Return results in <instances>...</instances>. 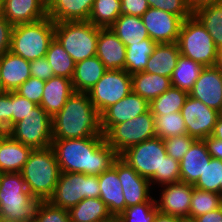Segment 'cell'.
<instances>
[{"label": "cell", "mask_w": 222, "mask_h": 222, "mask_svg": "<svg viewBox=\"0 0 222 222\" xmlns=\"http://www.w3.org/2000/svg\"><path fill=\"white\" fill-rule=\"evenodd\" d=\"M33 149L13 139L8 133L0 134V173L21 172Z\"/></svg>", "instance_id": "cell-25"}, {"label": "cell", "mask_w": 222, "mask_h": 222, "mask_svg": "<svg viewBox=\"0 0 222 222\" xmlns=\"http://www.w3.org/2000/svg\"><path fill=\"white\" fill-rule=\"evenodd\" d=\"M51 148L61 172L100 175L118 157L104 134L93 137L53 139Z\"/></svg>", "instance_id": "cell-1"}, {"label": "cell", "mask_w": 222, "mask_h": 222, "mask_svg": "<svg viewBox=\"0 0 222 222\" xmlns=\"http://www.w3.org/2000/svg\"><path fill=\"white\" fill-rule=\"evenodd\" d=\"M40 106L53 117L61 111L69 96L74 92L71 79L53 76L45 81Z\"/></svg>", "instance_id": "cell-26"}, {"label": "cell", "mask_w": 222, "mask_h": 222, "mask_svg": "<svg viewBox=\"0 0 222 222\" xmlns=\"http://www.w3.org/2000/svg\"><path fill=\"white\" fill-rule=\"evenodd\" d=\"M44 85V80L31 76L22 85H20L15 92L18 93L21 97L27 98L29 101L40 105L44 91Z\"/></svg>", "instance_id": "cell-45"}, {"label": "cell", "mask_w": 222, "mask_h": 222, "mask_svg": "<svg viewBox=\"0 0 222 222\" xmlns=\"http://www.w3.org/2000/svg\"><path fill=\"white\" fill-rule=\"evenodd\" d=\"M149 110V102L131 92L101 114V128L105 135L114 125L131 120Z\"/></svg>", "instance_id": "cell-18"}, {"label": "cell", "mask_w": 222, "mask_h": 222, "mask_svg": "<svg viewBox=\"0 0 222 222\" xmlns=\"http://www.w3.org/2000/svg\"><path fill=\"white\" fill-rule=\"evenodd\" d=\"M177 43L181 55L204 67L215 66L218 48L194 15L183 21Z\"/></svg>", "instance_id": "cell-8"}, {"label": "cell", "mask_w": 222, "mask_h": 222, "mask_svg": "<svg viewBox=\"0 0 222 222\" xmlns=\"http://www.w3.org/2000/svg\"><path fill=\"white\" fill-rule=\"evenodd\" d=\"M211 136L218 140H222V116L218 117Z\"/></svg>", "instance_id": "cell-55"}, {"label": "cell", "mask_w": 222, "mask_h": 222, "mask_svg": "<svg viewBox=\"0 0 222 222\" xmlns=\"http://www.w3.org/2000/svg\"><path fill=\"white\" fill-rule=\"evenodd\" d=\"M13 27L5 18L0 20V57L10 51Z\"/></svg>", "instance_id": "cell-50"}, {"label": "cell", "mask_w": 222, "mask_h": 222, "mask_svg": "<svg viewBox=\"0 0 222 222\" xmlns=\"http://www.w3.org/2000/svg\"><path fill=\"white\" fill-rule=\"evenodd\" d=\"M188 96V92L171 86L167 91L149 103V109L153 115H166L179 112Z\"/></svg>", "instance_id": "cell-35"}, {"label": "cell", "mask_w": 222, "mask_h": 222, "mask_svg": "<svg viewBox=\"0 0 222 222\" xmlns=\"http://www.w3.org/2000/svg\"><path fill=\"white\" fill-rule=\"evenodd\" d=\"M53 139L93 137L103 134L101 114L88 93L74 91L65 105L52 117Z\"/></svg>", "instance_id": "cell-3"}, {"label": "cell", "mask_w": 222, "mask_h": 222, "mask_svg": "<svg viewBox=\"0 0 222 222\" xmlns=\"http://www.w3.org/2000/svg\"><path fill=\"white\" fill-rule=\"evenodd\" d=\"M112 167L117 171L121 182L126 207L149 201L151 183L148 179L140 176L126 161L118 156Z\"/></svg>", "instance_id": "cell-15"}, {"label": "cell", "mask_w": 222, "mask_h": 222, "mask_svg": "<svg viewBox=\"0 0 222 222\" xmlns=\"http://www.w3.org/2000/svg\"><path fill=\"white\" fill-rule=\"evenodd\" d=\"M89 21L55 23V38L75 63L96 56L99 30Z\"/></svg>", "instance_id": "cell-7"}, {"label": "cell", "mask_w": 222, "mask_h": 222, "mask_svg": "<svg viewBox=\"0 0 222 222\" xmlns=\"http://www.w3.org/2000/svg\"><path fill=\"white\" fill-rule=\"evenodd\" d=\"M4 18L3 13V0H0V20Z\"/></svg>", "instance_id": "cell-57"}, {"label": "cell", "mask_w": 222, "mask_h": 222, "mask_svg": "<svg viewBox=\"0 0 222 222\" xmlns=\"http://www.w3.org/2000/svg\"><path fill=\"white\" fill-rule=\"evenodd\" d=\"M150 39L156 43H176L183 19L175 14L150 7L141 16Z\"/></svg>", "instance_id": "cell-14"}, {"label": "cell", "mask_w": 222, "mask_h": 222, "mask_svg": "<svg viewBox=\"0 0 222 222\" xmlns=\"http://www.w3.org/2000/svg\"><path fill=\"white\" fill-rule=\"evenodd\" d=\"M220 184H222V161L211 157L203 174L193 186L203 191L220 194Z\"/></svg>", "instance_id": "cell-40"}, {"label": "cell", "mask_w": 222, "mask_h": 222, "mask_svg": "<svg viewBox=\"0 0 222 222\" xmlns=\"http://www.w3.org/2000/svg\"><path fill=\"white\" fill-rule=\"evenodd\" d=\"M30 75L44 81H47L55 76L54 70L48 63L46 57L30 61Z\"/></svg>", "instance_id": "cell-48"}, {"label": "cell", "mask_w": 222, "mask_h": 222, "mask_svg": "<svg viewBox=\"0 0 222 222\" xmlns=\"http://www.w3.org/2000/svg\"><path fill=\"white\" fill-rule=\"evenodd\" d=\"M94 0H47V16L55 23L88 21Z\"/></svg>", "instance_id": "cell-21"}, {"label": "cell", "mask_w": 222, "mask_h": 222, "mask_svg": "<svg viewBox=\"0 0 222 222\" xmlns=\"http://www.w3.org/2000/svg\"><path fill=\"white\" fill-rule=\"evenodd\" d=\"M156 201L151 198L147 202L132 205L116 218L119 222H154L157 213Z\"/></svg>", "instance_id": "cell-41"}, {"label": "cell", "mask_w": 222, "mask_h": 222, "mask_svg": "<svg viewBox=\"0 0 222 222\" xmlns=\"http://www.w3.org/2000/svg\"><path fill=\"white\" fill-rule=\"evenodd\" d=\"M182 219L178 217H174L172 215H166L161 212H158L154 222H181Z\"/></svg>", "instance_id": "cell-54"}, {"label": "cell", "mask_w": 222, "mask_h": 222, "mask_svg": "<svg viewBox=\"0 0 222 222\" xmlns=\"http://www.w3.org/2000/svg\"><path fill=\"white\" fill-rule=\"evenodd\" d=\"M60 173L51 146L33 149L21 171L27 189L40 201H48L53 196Z\"/></svg>", "instance_id": "cell-5"}, {"label": "cell", "mask_w": 222, "mask_h": 222, "mask_svg": "<svg viewBox=\"0 0 222 222\" xmlns=\"http://www.w3.org/2000/svg\"><path fill=\"white\" fill-rule=\"evenodd\" d=\"M203 140L211 157L222 161V140H218L212 136H208Z\"/></svg>", "instance_id": "cell-51"}, {"label": "cell", "mask_w": 222, "mask_h": 222, "mask_svg": "<svg viewBox=\"0 0 222 222\" xmlns=\"http://www.w3.org/2000/svg\"><path fill=\"white\" fill-rule=\"evenodd\" d=\"M68 213L71 222H110L114 219L100 198H84Z\"/></svg>", "instance_id": "cell-30"}, {"label": "cell", "mask_w": 222, "mask_h": 222, "mask_svg": "<svg viewBox=\"0 0 222 222\" xmlns=\"http://www.w3.org/2000/svg\"><path fill=\"white\" fill-rule=\"evenodd\" d=\"M186 2L194 13L197 9L203 6L211 5L217 2H222V0H186Z\"/></svg>", "instance_id": "cell-53"}, {"label": "cell", "mask_w": 222, "mask_h": 222, "mask_svg": "<svg viewBox=\"0 0 222 222\" xmlns=\"http://www.w3.org/2000/svg\"><path fill=\"white\" fill-rule=\"evenodd\" d=\"M189 96L209 108L222 112V70L216 66L204 67L195 81Z\"/></svg>", "instance_id": "cell-17"}, {"label": "cell", "mask_w": 222, "mask_h": 222, "mask_svg": "<svg viewBox=\"0 0 222 222\" xmlns=\"http://www.w3.org/2000/svg\"><path fill=\"white\" fill-rule=\"evenodd\" d=\"M45 57L54 70L55 76L72 79L75 62L55 37L51 41Z\"/></svg>", "instance_id": "cell-37"}, {"label": "cell", "mask_w": 222, "mask_h": 222, "mask_svg": "<svg viewBox=\"0 0 222 222\" xmlns=\"http://www.w3.org/2000/svg\"><path fill=\"white\" fill-rule=\"evenodd\" d=\"M157 43L148 38L139 43L126 47L125 70L132 75L144 72L150 56L153 54Z\"/></svg>", "instance_id": "cell-33"}, {"label": "cell", "mask_w": 222, "mask_h": 222, "mask_svg": "<svg viewBox=\"0 0 222 222\" xmlns=\"http://www.w3.org/2000/svg\"><path fill=\"white\" fill-rule=\"evenodd\" d=\"M193 15L202 23L218 47L222 46V2L203 6Z\"/></svg>", "instance_id": "cell-34"}, {"label": "cell", "mask_w": 222, "mask_h": 222, "mask_svg": "<svg viewBox=\"0 0 222 222\" xmlns=\"http://www.w3.org/2000/svg\"><path fill=\"white\" fill-rule=\"evenodd\" d=\"M131 81L132 92L140 95L149 103L172 86L169 77L148 72L132 74Z\"/></svg>", "instance_id": "cell-29"}, {"label": "cell", "mask_w": 222, "mask_h": 222, "mask_svg": "<svg viewBox=\"0 0 222 222\" xmlns=\"http://www.w3.org/2000/svg\"><path fill=\"white\" fill-rule=\"evenodd\" d=\"M195 222H222V206L216 210L200 215L194 219Z\"/></svg>", "instance_id": "cell-52"}, {"label": "cell", "mask_w": 222, "mask_h": 222, "mask_svg": "<svg viewBox=\"0 0 222 222\" xmlns=\"http://www.w3.org/2000/svg\"><path fill=\"white\" fill-rule=\"evenodd\" d=\"M55 37V22L48 16L32 23L15 25L10 51L27 61L46 56Z\"/></svg>", "instance_id": "cell-6"}, {"label": "cell", "mask_w": 222, "mask_h": 222, "mask_svg": "<svg viewBox=\"0 0 222 222\" xmlns=\"http://www.w3.org/2000/svg\"><path fill=\"white\" fill-rule=\"evenodd\" d=\"M36 106L37 104L27 98L21 97L16 92H11V127L28 115Z\"/></svg>", "instance_id": "cell-46"}, {"label": "cell", "mask_w": 222, "mask_h": 222, "mask_svg": "<svg viewBox=\"0 0 222 222\" xmlns=\"http://www.w3.org/2000/svg\"><path fill=\"white\" fill-rule=\"evenodd\" d=\"M39 202L21 172L0 173V222H33Z\"/></svg>", "instance_id": "cell-4"}, {"label": "cell", "mask_w": 222, "mask_h": 222, "mask_svg": "<svg viewBox=\"0 0 222 222\" xmlns=\"http://www.w3.org/2000/svg\"><path fill=\"white\" fill-rule=\"evenodd\" d=\"M98 175L61 172L53 196L49 201L69 210L84 198H99Z\"/></svg>", "instance_id": "cell-9"}, {"label": "cell", "mask_w": 222, "mask_h": 222, "mask_svg": "<svg viewBox=\"0 0 222 222\" xmlns=\"http://www.w3.org/2000/svg\"><path fill=\"white\" fill-rule=\"evenodd\" d=\"M156 136L165 139L187 133L183 116L179 112L166 115H153Z\"/></svg>", "instance_id": "cell-39"}, {"label": "cell", "mask_w": 222, "mask_h": 222, "mask_svg": "<svg viewBox=\"0 0 222 222\" xmlns=\"http://www.w3.org/2000/svg\"><path fill=\"white\" fill-rule=\"evenodd\" d=\"M106 70L97 56L75 63L71 79L74 91L87 93L104 75Z\"/></svg>", "instance_id": "cell-28"}, {"label": "cell", "mask_w": 222, "mask_h": 222, "mask_svg": "<svg viewBox=\"0 0 222 222\" xmlns=\"http://www.w3.org/2000/svg\"><path fill=\"white\" fill-rule=\"evenodd\" d=\"M121 0H94L88 21L94 26L110 28L120 17Z\"/></svg>", "instance_id": "cell-36"}, {"label": "cell", "mask_w": 222, "mask_h": 222, "mask_svg": "<svg viewBox=\"0 0 222 222\" xmlns=\"http://www.w3.org/2000/svg\"><path fill=\"white\" fill-rule=\"evenodd\" d=\"M221 206L222 196L219 193L203 191L194 187L191 197L189 219L194 220L196 217L216 210Z\"/></svg>", "instance_id": "cell-38"}, {"label": "cell", "mask_w": 222, "mask_h": 222, "mask_svg": "<svg viewBox=\"0 0 222 222\" xmlns=\"http://www.w3.org/2000/svg\"><path fill=\"white\" fill-rule=\"evenodd\" d=\"M220 195L222 196V184H220Z\"/></svg>", "instance_id": "cell-60"}, {"label": "cell", "mask_w": 222, "mask_h": 222, "mask_svg": "<svg viewBox=\"0 0 222 222\" xmlns=\"http://www.w3.org/2000/svg\"><path fill=\"white\" fill-rule=\"evenodd\" d=\"M13 139L32 149L51 146L53 140L52 117L40 106L15 123L7 132Z\"/></svg>", "instance_id": "cell-10"}, {"label": "cell", "mask_w": 222, "mask_h": 222, "mask_svg": "<svg viewBox=\"0 0 222 222\" xmlns=\"http://www.w3.org/2000/svg\"><path fill=\"white\" fill-rule=\"evenodd\" d=\"M110 29L126 47L150 38L142 18L137 16L120 15Z\"/></svg>", "instance_id": "cell-31"}, {"label": "cell", "mask_w": 222, "mask_h": 222, "mask_svg": "<svg viewBox=\"0 0 222 222\" xmlns=\"http://www.w3.org/2000/svg\"><path fill=\"white\" fill-rule=\"evenodd\" d=\"M185 121L187 134L195 139L203 140L211 136L220 113L206 106L196 98L188 96L180 110Z\"/></svg>", "instance_id": "cell-13"}, {"label": "cell", "mask_w": 222, "mask_h": 222, "mask_svg": "<svg viewBox=\"0 0 222 222\" xmlns=\"http://www.w3.org/2000/svg\"><path fill=\"white\" fill-rule=\"evenodd\" d=\"M11 128V92L0 93V133Z\"/></svg>", "instance_id": "cell-47"}, {"label": "cell", "mask_w": 222, "mask_h": 222, "mask_svg": "<svg viewBox=\"0 0 222 222\" xmlns=\"http://www.w3.org/2000/svg\"><path fill=\"white\" fill-rule=\"evenodd\" d=\"M180 50L178 43H157L144 72L171 78L177 65Z\"/></svg>", "instance_id": "cell-27"}, {"label": "cell", "mask_w": 222, "mask_h": 222, "mask_svg": "<svg viewBox=\"0 0 222 222\" xmlns=\"http://www.w3.org/2000/svg\"><path fill=\"white\" fill-rule=\"evenodd\" d=\"M204 66L180 54L171 76L172 87L190 92Z\"/></svg>", "instance_id": "cell-32"}, {"label": "cell", "mask_w": 222, "mask_h": 222, "mask_svg": "<svg viewBox=\"0 0 222 222\" xmlns=\"http://www.w3.org/2000/svg\"><path fill=\"white\" fill-rule=\"evenodd\" d=\"M149 8L147 0H121L120 14L141 17Z\"/></svg>", "instance_id": "cell-49"}, {"label": "cell", "mask_w": 222, "mask_h": 222, "mask_svg": "<svg viewBox=\"0 0 222 222\" xmlns=\"http://www.w3.org/2000/svg\"><path fill=\"white\" fill-rule=\"evenodd\" d=\"M209 154L204 140L196 139L189 150L179 161L180 181L194 185L203 174L206 164L209 163Z\"/></svg>", "instance_id": "cell-22"}, {"label": "cell", "mask_w": 222, "mask_h": 222, "mask_svg": "<svg viewBox=\"0 0 222 222\" xmlns=\"http://www.w3.org/2000/svg\"><path fill=\"white\" fill-rule=\"evenodd\" d=\"M215 66L222 70V46L217 49V60Z\"/></svg>", "instance_id": "cell-56"}, {"label": "cell", "mask_w": 222, "mask_h": 222, "mask_svg": "<svg viewBox=\"0 0 222 222\" xmlns=\"http://www.w3.org/2000/svg\"><path fill=\"white\" fill-rule=\"evenodd\" d=\"M195 140L187 133L163 139L167 155L177 161L183 158Z\"/></svg>", "instance_id": "cell-43"}, {"label": "cell", "mask_w": 222, "mask_h": 222, "mask_svg": "<svg viewBox=\"0 0 222 222\" xmlns=\"http://www.w3.org/2000/svg\"><path fill=\"white\" fill-rule=\"evenodd\" d=\"M96 56L107 70H125L126 46L110 28H100Z\"/></svg>", "instance_id": "cell-20"}, {"label": "cell", "mask_w": 222, "mask_h": 222, "mask_svg": "<svg viewBox=\"0 0 222 222\" xmlns=\"http://www.w3.org/2000/svg\"><path fill=\"white\" fill-rule=\"evenodd\" d=\"M131 92V75L126 70H106L87 93L94 107L102 114Z\"/></svg>", "instance_id": "cell-12"}, {"label": "cell", "mask_w": 222, "mask_h": 222, "mask_svg": "<svg viewBox=\"0 0 222 222\" xmlns=\"http://www.w3.org/2000/svg\"><path fill=\"white\" fill-rule=\"evenodd\" d=\"M161 199H155L159 212L181 219H189L194 186L183 181L162 185Z\"/></svg>", "instance_id": "cell-16"}, {"label": "cell", "mask_w": 222, "mask_h": 222, "mask_svg": "<svg viewBox=\"0 0 222 222\" xmlns=\"http://www.w3.org/2000/svg\"><path fill=\"white\" fill-rule=\"evenodd\" d=\"M3 13L12 26L36 22L47 17V0H3Z\"/></svg>", "instance_id": "cell-19"}, {"label": "cell", "mask_w": 222, "mask_h": 222, "mask_svg": "<svg viewBox=\"0 0 222 222\" xmlns=\"http://www.w3.org/2000/svg\"><path fill=\"white\" fill-rule=\"evenodd\" d=\"M154 116L150 109L137 117L114 125L105 135V141L118 156L128 148L156 136Z\"/></svg>", "instance_id": "cell-11"}, {"label": "cell", "mask_w": 222, "mask_h": 222, "mask_svg": "<svg viewBox=\"0 0 222 222\" xmlns=\"http://www.w3.org/2000/svg\"><path fill=\"white\" fill-rule=\"evenodd\" d=\"M110 222H119L116 218H114L112 221Z\"/></svg>", "instance_id": "cell-61"}, {"label": "cell", "mask_w": 222, "mask_h": 222, "mask_svg": "<svg viewBox=\"0 0 222 222\" xmlns=\"http://www.w3.org/2000/svg\"><path fill=\"white\" fill-rule=\"evenodd\" d=\"M3 92H4V90H3L2 78L0 75V93H3Z\"/></svg>", "instance_id": "cell-58"}, {"label": "cell", "mask_w": 222, "mask_h": 222, "mask_svg": "<svg viewBox=\"0 0 222 222\" xmlns=\"http://www.w3.org/2000/svg\"><path fill=\"white\" fill-rule=\"evenodd\" d=\"M33 222H71L68 210L53 205L49 200L40 201Z\"/></svg>", "instance_id": "cell-42"}, {"label": "cell", "mask_w": 222, "mask_h": 222, "mask_svg": "<svg viewBox=\"0 0 222 222\" xmlns=\"http://www.w3.org/2000/svg\"><path fill=\"white\" fill-rule=\"evenodd\" d=\"M181 222H195L194 220H191V219H182Z\"/></svg>", "instance_id": "cell-59"}, {"label": "cell", "mask_w": 222, "mask_h": 222, "mask_svg": "<svg viewBox=\"0 0 222 222\" xmlns=\"http://www.w3.org/2000/svg\"><path fill=\"white\" fill-rule=\"evenodd\" d=\"M100 196L113 218H118L126 208L121 182L117 171L111 166L98 175Z\"/></svg>", "instance_id": "cell-23"}, {"label": "cell", "mask_w": 222, "mask_h": 222, "mask_svg": "<svg viewBox=\"0 0 222 222\" xmlns=\"http://www.w3.org/2000/svg\"><path fill=\"white\" fill-rule=\"evenodd\" d=\"M120 157L152 186L180 181L179 161L167 155L163 139L157 136L128 148Z\"/></svg>", "instance_id": "cell-2"}, {"label": "cell", "mask_w": 222, "mask_h": 222, "mask_svg": "<svg viewBox=\"0 0 222 222\" xmlns=\"http://www.w3.org/2000/svg\"><path fill=\"white\" fill-rule=\"evenodd\" d=\"M147 2L149 7L170 12L183 20L193 16V12L187 5L186 0H147Z\"/></svg>", "instance_id": "cell-44"}, {"label": "cell", "mask_w": 222, "mask_h": 222, "mask_svg": "<svg viewBox=\"0 0 222 222\" xmlns=\"http://www.w3.org/2000/svg\"><path fill=\"white\" fill-rule=\"evenodd\" d=\"M0 75L4 92H15L30 75V61L11 51L0 57Z\"/></svg>", "instance_id": "cell-24"}]
</instances>
